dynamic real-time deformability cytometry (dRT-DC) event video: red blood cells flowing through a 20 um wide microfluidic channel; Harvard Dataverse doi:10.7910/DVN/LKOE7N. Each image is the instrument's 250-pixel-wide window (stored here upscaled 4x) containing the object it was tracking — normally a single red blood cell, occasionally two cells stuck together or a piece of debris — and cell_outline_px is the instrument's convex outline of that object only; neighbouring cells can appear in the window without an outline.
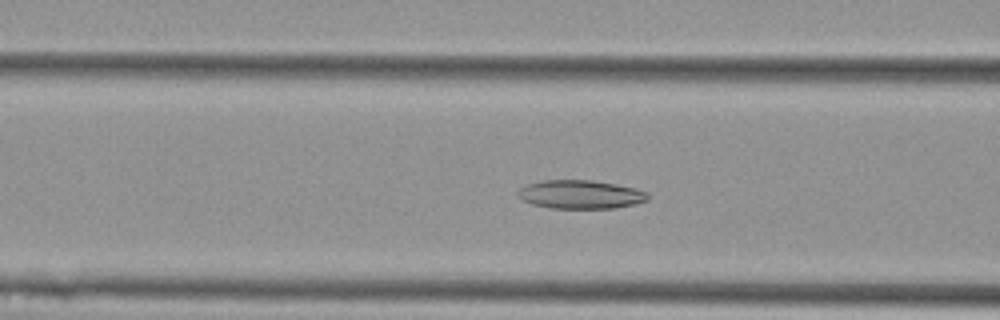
{"species": "Egyptian fruit bat (a non-hibernating species)", "species_latin": "Rousettus aegyptiacus", "temperature_condition": "cold", "stored_images_in_passage": 53, "camera_frame_rate_fps": 3000, "um_per_image_px": 0.085, "animal": {"sex": "female"}, "frame": {"image": 1, "passage_image": 19, "time_ms": 6.0, "image_size_px": [1000, 320], "cell_outline_px": [[648, 200], [636, 204], [616, 208], [552, 208], [532, 204], [520, 200], [520, 188], [528, 184], [544, 180], [592, 180], [616, 184], [636, 188], [648, 192]], "centroid_in_image_um": [49.39, 16.53], "position_along_channel_um": 117.2, "area_um2": 21.62}}
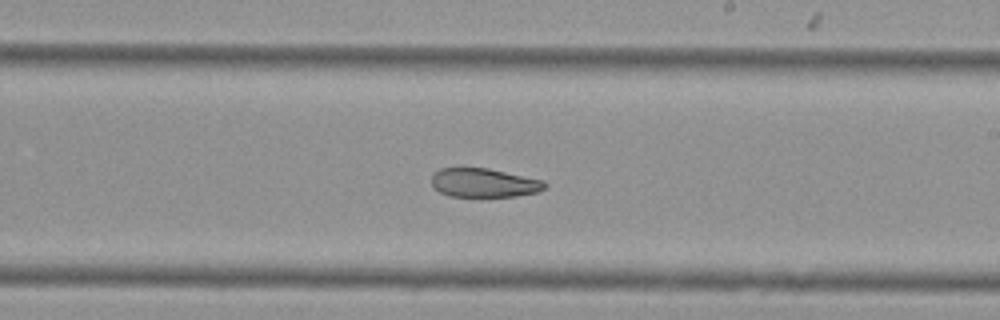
{"frame": {"image": 2, "passage_image": 30, "time_ms": 9.667, "image_size_px": [1000, 320], "cell_outline_px": [[548, 184], [540, 192], [516, 196], [448, 196], [440, 192], [432, 184], [432, 172], [440, 168], [488, 168], [544, 180]], "centroid_in_image_um": [41.16, 15.53], "position_along_channel_um": 247.8, "area_um2": 19.13}}
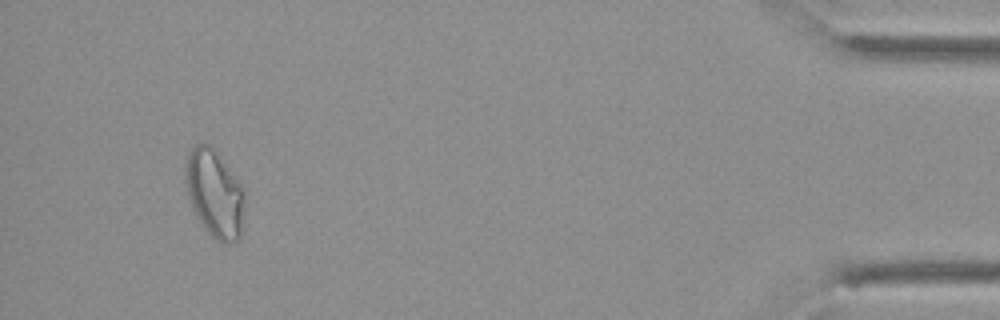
{"frame": {"image": 3, "passage_image": 50, "time_ms": 16.333, "image_size_px": [1000, 320], "cell_outline_px": [[244, 212], [240, 236], [232, 244], [224, 244], [216, 240], [204, 228], [196, 216], [188, 196], [184, 176], [184, 168], [188, 152], [196, 144], [212, 144], [240, 184], [244, 192]], "centroid_in_image_um": [18.22, 16.45], "position_along_channel_um": 417.0, "area_um2": 30.4}, "authors_computed_cell_mechanics": {"area_um2": 24.5072, "velocity_mm_per_s": 3.5813, "shape_relaxation_time_tau1_ms": 10.7442, "shape_relaxation_time_tau2_ms": 4.5374, "deformation_change_tau1": 0.188, "deformation_change_tau2": 0.1012}}